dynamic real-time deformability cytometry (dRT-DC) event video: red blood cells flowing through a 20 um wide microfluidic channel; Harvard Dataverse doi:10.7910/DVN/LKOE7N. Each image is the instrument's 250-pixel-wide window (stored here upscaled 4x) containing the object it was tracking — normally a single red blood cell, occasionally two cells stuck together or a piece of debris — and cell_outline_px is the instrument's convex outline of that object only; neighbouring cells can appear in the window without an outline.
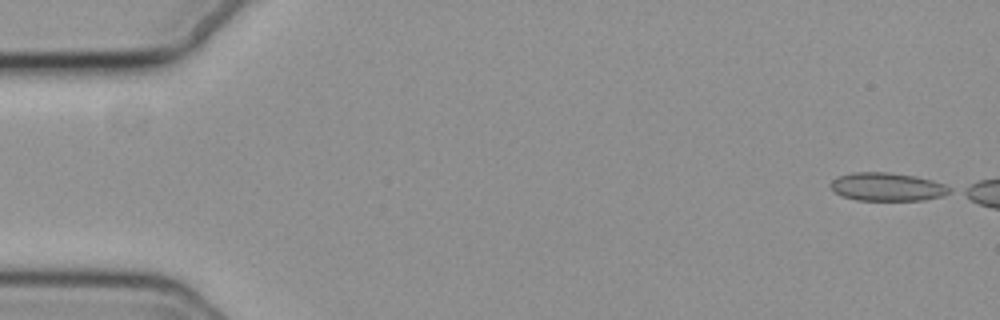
{"species": "common noctule bat (a hibernating species)", "species_latin": "Nyctalus noctula", "temperature_condition": "cold", "stored_images_in_passage": 6, "camera_frame_rate_fps": 3000, "um_per_image_px": 0.085, "animal": {"sex": "female", "body_mass_g": 19.3, "forearm_length_mm": 54.1}, "frame": {"image": 1, "passage_image": 1, "time_ms": 0.0, "image_size_px": [1000, 320], "cell_outline_px": [[952, 192], [944, 196], [924, 200], [856, 200], [840, 196], [832, 192], [828, 184], [836, 176], [852, 172], [888, 172], [916, 176], [932, 180], [944, 184], [952, 188]], "centroid_in_image_um": [75.37, 15.88], "position_along_channel_um": 9.6, "area_um2": 20.06}}